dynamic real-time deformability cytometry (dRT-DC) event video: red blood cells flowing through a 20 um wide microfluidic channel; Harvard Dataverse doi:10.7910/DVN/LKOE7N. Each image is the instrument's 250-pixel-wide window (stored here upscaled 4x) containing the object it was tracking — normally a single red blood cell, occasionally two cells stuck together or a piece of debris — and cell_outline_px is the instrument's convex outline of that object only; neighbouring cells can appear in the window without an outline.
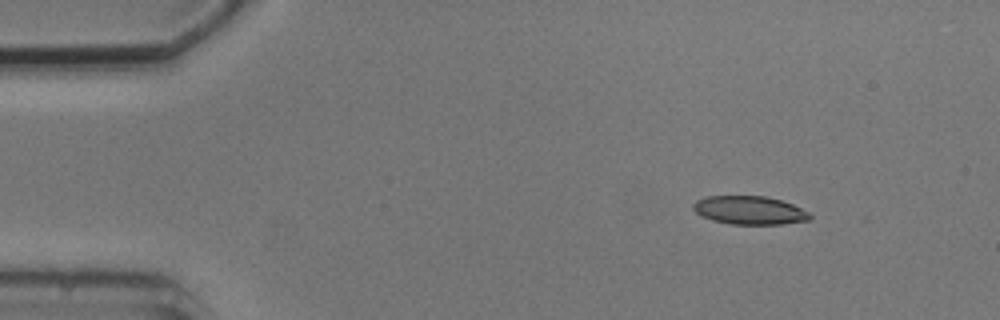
{"species": "common noctule bat (a hibernating species)", "species_latin": "Nyctalus noctula", "temperature_condition": "cold", "stored_images_in_passage": 5, "camera_frame_rate_fps": 3000, "um_per_image_px": 0.085, "animal": {"sex": "male", "body_mass_g": 20.5, "forearm_length_mm": 52.5}, "frame": {"image": 1, "passage_image": 2, "time_ms": 2.0, "image_size_px": [1000, 320], "cell_outline_px": [[812, 216], [808, 220], [780, 224], [732, 224], [712, 220], [700, 216], [692, 208], [692, 204], [696, 200], [704, 196], [764, 196], [780, 200], [792, 204], [808, 212]], "centroid_in_image_um": [63.65, 17.87], "position_along_channel_um": 21.3, "area_um2": 19.25}}
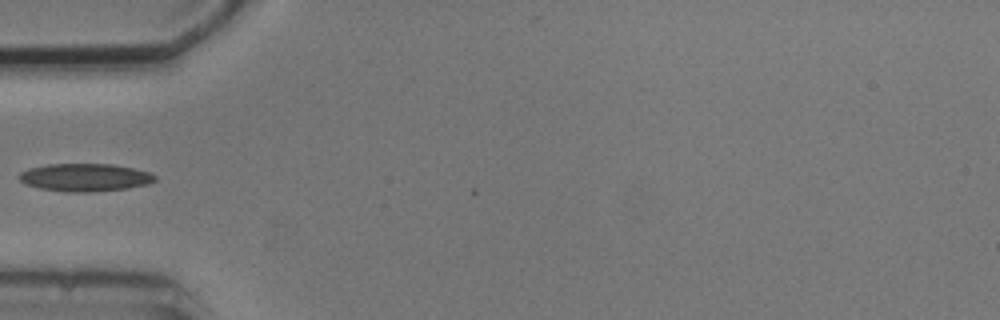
{"frame": {"image": 2, "passage_image": 5, "time_ms": 5.667, "image_size_px": [1000, 320], "cell_outline_px": [[156, 180], [148, 184], [128, 188], [88, 192], [68, 192], [40, 188], [28, 184], [20, 180], [20, 172], [28, 168], [48, 164], [112, 164], [152, 172], [156, 176]], "centroid_in_image_um": [7.26, 15.07], "position_along_channel_um": 77.7, "area_um2": 21.91}}